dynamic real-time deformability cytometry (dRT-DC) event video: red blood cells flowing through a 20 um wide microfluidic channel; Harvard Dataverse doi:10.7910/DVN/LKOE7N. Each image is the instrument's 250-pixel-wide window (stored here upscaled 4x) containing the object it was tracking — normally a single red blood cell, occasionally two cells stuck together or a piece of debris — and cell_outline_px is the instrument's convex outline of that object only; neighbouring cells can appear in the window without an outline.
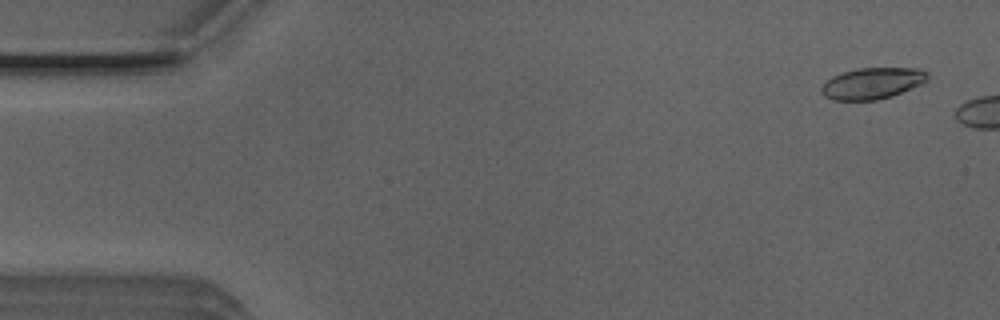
{"species": "Egyptian fruit bat (a non-hibernating species)", "species_latin": "Rousettus aegyptiacus", "temperature_condition": "room temperature", "stored_images_in_passage": 7, "camera_frame_rate_fps": 3000, "um_per_image_px": 0.085, "animal": {"sex": "male"}, "frame": {"image": 1, "passage_image": 3, "time_ms": 0.667, "image_size_px": [1000, 320], "cell_outline_px": [[928, 80], [920, 84], [892, 96], [876, 100], [832, 100], [824, 96], [820, 92], [820, 88], [832, 76], [844, 72], [860, 68], [920, 68], [928, 72]], "centroid_in_image_um": [74.15, 7.08], "position_along_channel_um": 10.9, "area_um2": 19.31}}